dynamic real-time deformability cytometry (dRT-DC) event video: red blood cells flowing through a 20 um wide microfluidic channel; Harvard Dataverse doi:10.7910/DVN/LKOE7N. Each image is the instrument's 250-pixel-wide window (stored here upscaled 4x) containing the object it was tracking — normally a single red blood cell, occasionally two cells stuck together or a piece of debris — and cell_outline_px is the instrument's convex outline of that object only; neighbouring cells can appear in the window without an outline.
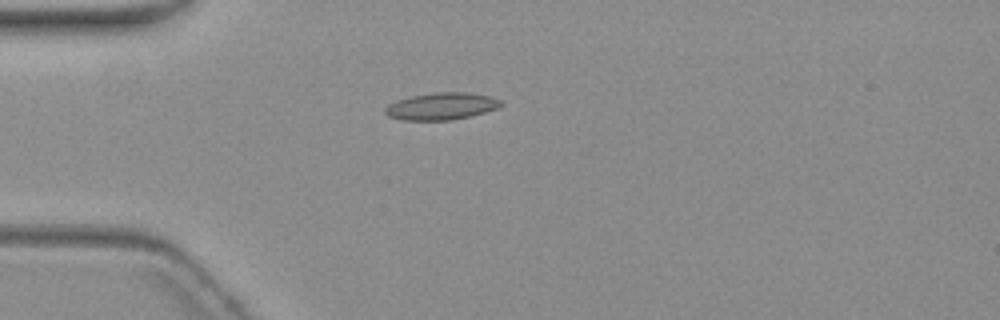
{"species": "common noctule bat (a hibernating species)", "species_latin": "Nyctalus noctula", "temperature_condition": "warm", "stored_images_in_passage": 4, "camera_frame_rate_fps": 3000, "um_per_image_px": 0.085, "animal": {"sex": "female", "body_mass_g": 19.3, "forearm_length_mm": 54.1}, "frame": {"image": 1, "passage_image": 4, "time_ms": 3.333, "image_size_px": [1000, 320], "cell_outline_px": [[504, 104], [496, 108], [472, 116], [452, 120], [400, 120], [388, 116], [384, 112], [384, 108], [388, 104], [396, 100], [412, 96], [436, 92], [468, 92], [488, 96], [500, 100]], "centroid_in_image_um": [37.49, 9.03], "position_along_channel_um": 47.5, "area_um2": 18.32}}